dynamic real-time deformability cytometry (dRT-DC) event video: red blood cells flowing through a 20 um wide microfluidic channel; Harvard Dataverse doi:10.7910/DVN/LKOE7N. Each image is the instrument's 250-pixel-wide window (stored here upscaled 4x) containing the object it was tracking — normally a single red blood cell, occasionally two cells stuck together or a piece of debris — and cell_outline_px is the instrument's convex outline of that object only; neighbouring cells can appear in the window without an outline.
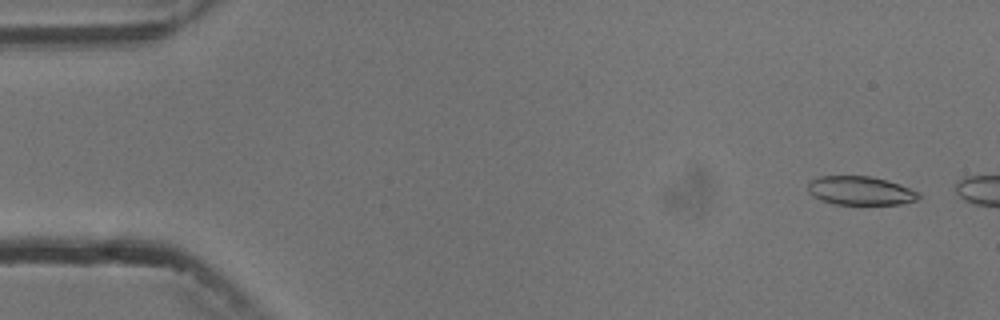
{"species": "common noctule bat (a hibernating species)", "species_latin": "Nyctalus noctula", "temperature_condition": "cold", "stored_images_in_passage": 5, "camera_frame_rate_fps": 3000, "um_per_image_px": 0.085, "animal": {"sex": "male", "body_mass_g": 13.3}, "frame": {"image": 1, "passage_image": 1, "time_ms": 0.0, "image_size_px": [1000, 320], "cell_outline_px": [[920, 200], [900, 204], [832, 204], [820, 200], [812, 196], [808, 192], [808, 184], [812, 180], [820, 176], [868, 176], [884, 180], [920, 192]], "centroid_in_image_um": [73.11, 16.22], "position_along_channel_um": 11.9, "area_um2": 18.44}}